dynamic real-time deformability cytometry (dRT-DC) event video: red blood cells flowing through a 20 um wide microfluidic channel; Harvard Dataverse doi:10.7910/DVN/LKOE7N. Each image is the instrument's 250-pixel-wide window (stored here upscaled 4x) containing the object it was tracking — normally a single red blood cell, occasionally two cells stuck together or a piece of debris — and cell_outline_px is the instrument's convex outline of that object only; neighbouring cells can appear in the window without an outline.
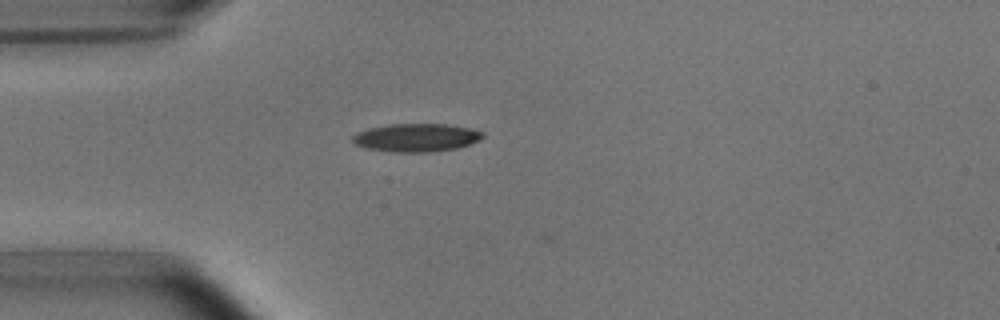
{"species": "common noctule bat (a hibernating species)", "species_latin": "Nyctalus noctula", "temperature_condition": "room temperature", "stored_images_in_passage": 8, "camera_frame_rate_fps": 3000, "um_per_image_px": 0.085, "animal": {"sex": "male", "body_mass_g": 15.6}, "frame": {"image": 1, "passage_image": 6, "time_ms": 1.667, "image_size_px": [1000, 320], "cell_outline_px": [[484, 136], [468, 144], [456, 148], [428, 152], [392, 152], [368, 148], [356, 144], [352, 140], [352, 136], [356, 132], [368, 128], [388, 124], [448, 124], [472, 128], [484, 132]], "centroid_in_image_um": [35.37, 11.68], "position_along_channel_um": 49.6, "area_um2": 21.27}}